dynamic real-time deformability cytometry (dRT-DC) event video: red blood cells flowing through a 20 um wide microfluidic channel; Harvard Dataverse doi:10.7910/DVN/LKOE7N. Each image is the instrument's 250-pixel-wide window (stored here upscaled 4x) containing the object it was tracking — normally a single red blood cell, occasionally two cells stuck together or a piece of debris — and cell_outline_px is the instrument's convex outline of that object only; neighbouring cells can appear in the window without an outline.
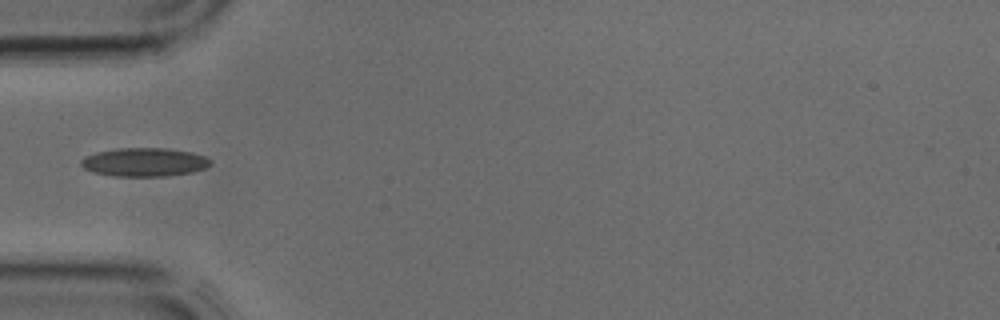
{"species": "common noctule bat (a hibernating species)", "species_latin": "Nyctalus noctula", "temperature_condition": "cold", "stored_images_in_passage": 4, "camera_frame_rate_fps": 3000, "um_per_image_px": 0.085, "animal": {"sex": "male", "body_mass_g": 17.9, "forearm_length_mm": 54.2}, "frame": {"image": 1, "passage_image": 4, "time_ms": 1.0, "image_size_px": [1000, 320], "cell_outline_px": [[212, 164], [204, 168], [192, 172], [168, 176], [112, 176], [92, 172], [84, 168], [80, 164], [80, 160], [84, 156], [96, 152], [116, 148], [164, 148], [192, 152], [204, 156], [212, 160]], "centroid_in_image_um": [12.25, 13.78], "position_along_channel_um": 72.8, "area_um2": 21.73}}